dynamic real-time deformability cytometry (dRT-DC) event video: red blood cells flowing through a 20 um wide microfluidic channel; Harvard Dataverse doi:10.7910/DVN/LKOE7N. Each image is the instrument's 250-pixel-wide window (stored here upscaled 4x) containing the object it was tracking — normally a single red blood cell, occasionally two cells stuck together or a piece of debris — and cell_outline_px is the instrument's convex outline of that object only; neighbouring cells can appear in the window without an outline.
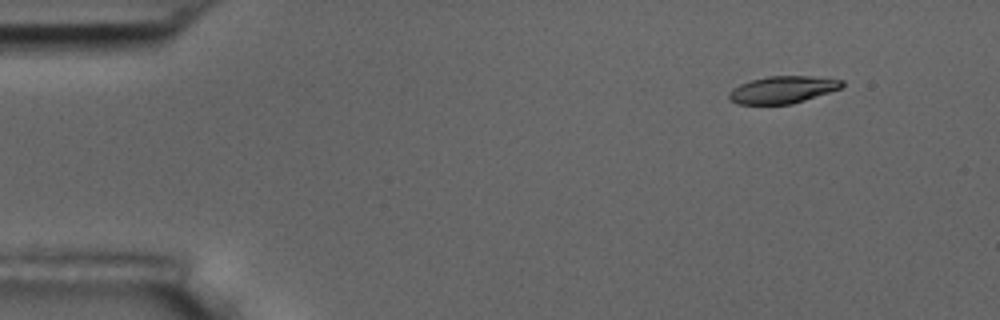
{"species": "common noctule bat (a hibernating species)", "species_latin": "Nyctalus noctula", "temperature_condition": "room temperature", "stored_images_in_passage": 5, "camera_frame_rate_fps": 3000, "um_per_image_px": 0.085, "animal": {"sex": "male", "body_mass_g": 17.5, "forearm_length_mm": 52.3}, "frame": {"image": 1, "passage_image": 1, "time_ms": 0.0, "image_size_px": [1000, 320], "cell_outline_px": [[844, 84], [840, 88], [792, 104], [736, 104], [728, 100], [728, 92], [732, 88], [740, 84], [752, 80], [768, 76], [812, 76], [844, 80]], "centroid_in_image_um": [66.47, 7.62], "position_along_channel_um": 18.5, "area_um2": 17.86}}
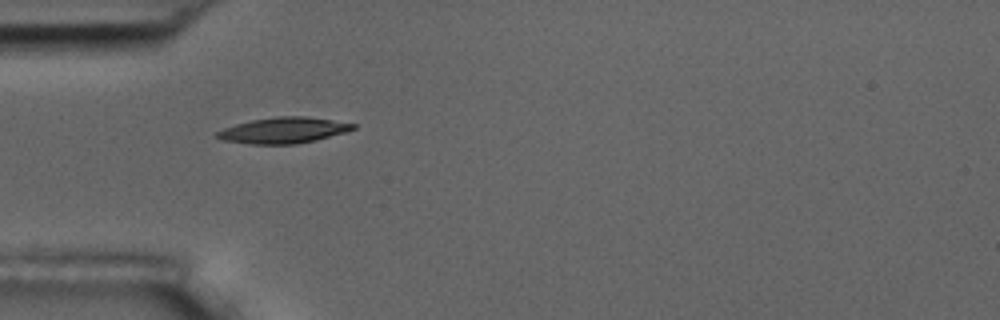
{"frame": {"image": 2, "passage_image": 4, "time_ms": 3.667, "image_size_px": [1000, 320], "cell_outline_px": [[356, 128], [344, 132], [316, 140], [296, 144], [248, 144], [224, 140], [212, 136], [216, 132], [224, 128], [236, 124], [252, 120], [276, 116], [304, 116], [332, 120], [356, 124]], "centroid_in_image_um": [24.05, 11.08], "position_along_channel_um": 60.9, "area_um2": 20.46}}